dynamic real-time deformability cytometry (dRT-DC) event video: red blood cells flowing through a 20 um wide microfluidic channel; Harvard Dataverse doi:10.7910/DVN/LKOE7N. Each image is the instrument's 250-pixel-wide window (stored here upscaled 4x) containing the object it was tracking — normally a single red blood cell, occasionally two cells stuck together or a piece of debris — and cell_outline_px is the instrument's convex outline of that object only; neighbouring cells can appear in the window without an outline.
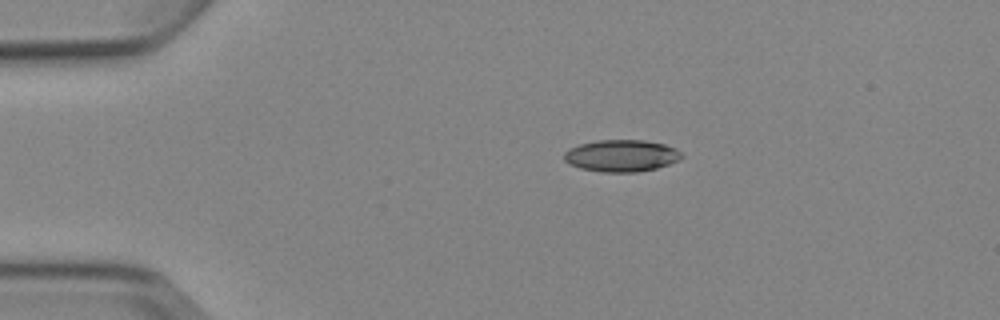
{"species": "Egyptian fruit bat (a non-hibernating species)", "species_latin": "Rousettus aegyptiacus", "temperature_condition": "cold", "stored_images_in_passage": 2, "camera_frame_rate_fps": 3000, "um_per_image_px": 0.085, "animal": {"sex": "female"}, "frame": {"image": 1, "passage_image": 1, "time_ms": 0.0, "image_size_px": [1000, 320], "cell_outline_px": [[684, 156], [668, 164], [656, 168], [636, 172], [600, 172], [580, 168], [568, 164], [564, 160], [564, 152], [568, 148], [580, 144], [600, 140], [644, 140], [664, 144], [676, 148]], "centroid_in_image_um": [52.78, 13.23], "position_along_channel_um": 32.2, "area_um2": 21.85}}